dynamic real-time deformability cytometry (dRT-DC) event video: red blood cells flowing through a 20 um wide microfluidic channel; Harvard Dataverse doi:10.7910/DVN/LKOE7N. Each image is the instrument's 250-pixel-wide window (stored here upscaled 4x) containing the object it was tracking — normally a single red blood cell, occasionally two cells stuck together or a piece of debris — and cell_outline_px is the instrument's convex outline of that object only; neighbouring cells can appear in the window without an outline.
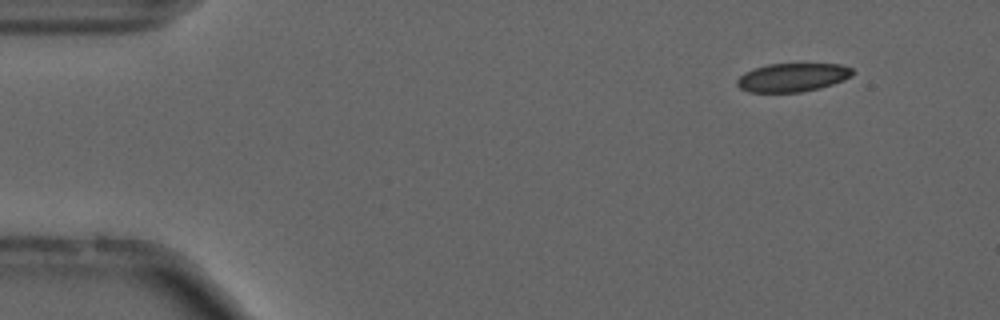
{"species": "common noctule bat (a hibernating species)", "species_latin": "Nyctalus noctula", "temperature_condition": "cold", "stored_images_in_passage": 55, "camera_frame_rate_fps": 3000, "um_per_image_px": 0.085, "animal": {"sex": "male", "forearm_length_mm": 52.5}, "frame": {"image": 1, "passage_image": 6, "time_ms": 1.667, "image_size_px": [1000, 320], "cell_outline_px": [[852, 76], [844, 80], [820, 88], [800, 92], [748, 92], [740, 88], [736, 84], [736, 80], [744, 72], [768, 64], [840, 64], [852, 68]], "centroid_in_image_um": [67.35, 6.58], "position_along_channel_um": 17.7, "area_um2": 19.13}}
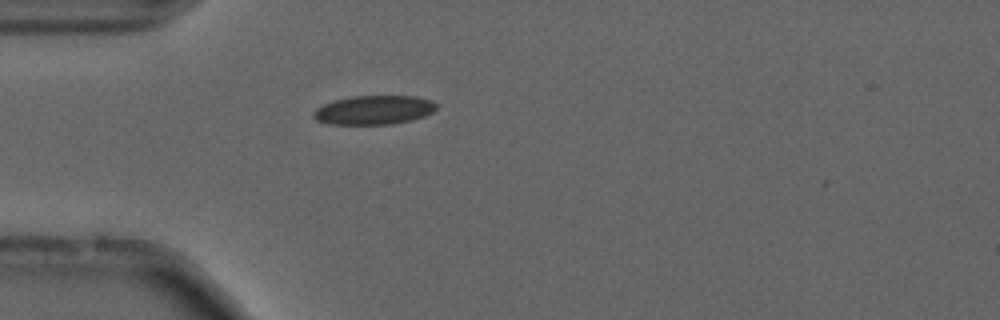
{"frame": {"image": 2, "passage_image": 16, "time_ms": 5.0, "image_size_px": [1000, 320], "cell_outline_px": [[436, 108], [432, 112], [424, 116], [412, 120], [392, 124], [328, 124], [316, 120], [312, 116], [312, 112], [316, 108], [324, 104], [336, 100], [352, 96], [416, 96], [432, 100], [436, 104]], "centroid_in_image_um": [31.77, 9.35], "position_along_channel_um": 53.2, "area_um2": 20.81}, "authors_computed_cell_mechanics": {"area_um2": 20.1144, "velocity_mm_per_s": 3.7036, "shape_relaxation_time_tau1_ms": 7.2938, "shape_relaxation_time_tau2_ms": 1.4003, "deformation_change_tau1": 0.118, "deformation_change_tau2": 0.0634}}